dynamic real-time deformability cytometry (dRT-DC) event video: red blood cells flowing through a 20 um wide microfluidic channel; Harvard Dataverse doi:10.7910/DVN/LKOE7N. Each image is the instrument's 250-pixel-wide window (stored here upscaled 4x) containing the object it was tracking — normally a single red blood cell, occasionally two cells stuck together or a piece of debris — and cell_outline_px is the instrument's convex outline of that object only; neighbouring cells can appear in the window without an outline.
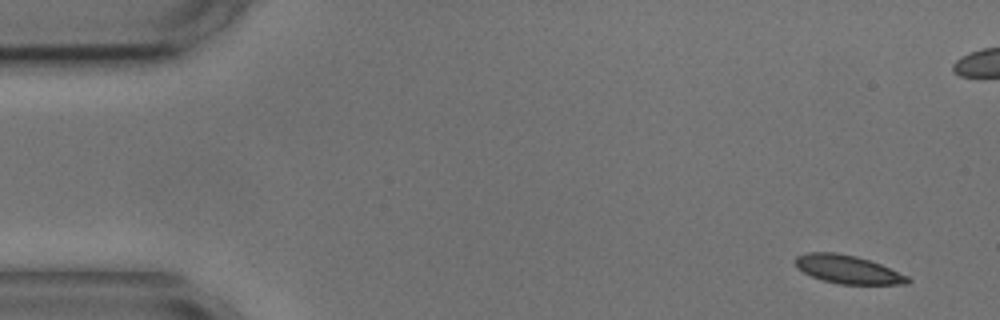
{"species": "common noctule bat (a hibernating species)", "species_latin": "Nyctalus noctula", "temperature_condition": "cold", "stored_images_in_passage": 6, "camera_frame_rate_fps": 3000, "um_per_image_px": 0.085, "animal": {"sex": "male", "body_mass_g": 17.9, "forearm_length_mm": 54.2}, "frame": {"image": 1, "passage_image": 1, "time_ms": 0.0, "image_size_px": [1000, 320], "cell_outline_px": [[912, 280], [908, 284], [840, 284], [824, 280], [812, 276], [796, 268], [796, 256], [808, 252], [836, 252], [856, 256], [880, 264], [908, 276]], "centroid_in_image_um": [72.07, 22.9], "position_along_channel_um": 12.9, "area_um2": 18.38}}
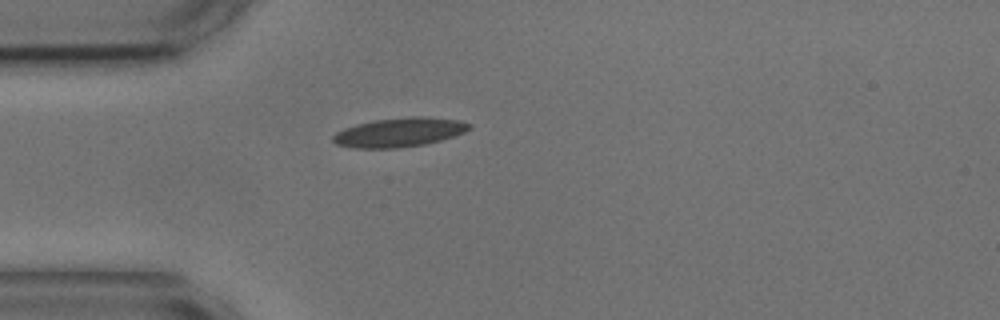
{"frame": {"image": 2, "passage_image": 5, "time_ms": 6.0, "image_size_px": [1000, 320], "cell_outline_px": [[472, 128], [464, 132], [440, 140], [424, 144], [400, 148], [352, 148], [336, 144], [332, 140], [332, 136], [336, 132], [344, 128], [356, 124], [376, 120], [412, 116], [424, 116], [460, 120], [472, 124]], "centroid_in_image_um": [33.94, 11.24], "position_along_channel_um": 51.1, "area_um2": 23.18}}